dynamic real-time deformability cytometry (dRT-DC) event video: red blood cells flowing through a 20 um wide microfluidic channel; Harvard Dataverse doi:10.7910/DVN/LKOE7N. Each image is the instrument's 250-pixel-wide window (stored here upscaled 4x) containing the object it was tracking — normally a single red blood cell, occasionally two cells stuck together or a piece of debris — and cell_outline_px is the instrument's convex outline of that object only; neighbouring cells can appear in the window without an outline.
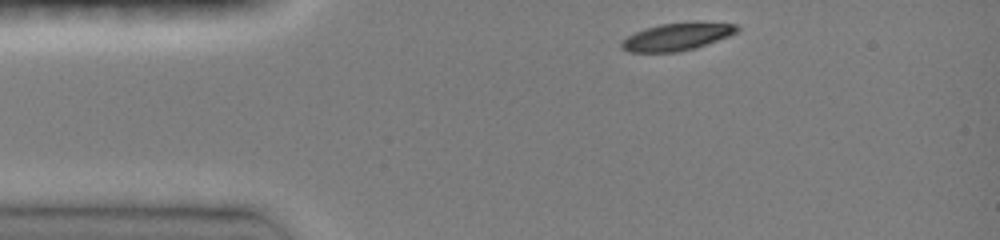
{"species": "common noctule bat (a hibernating species)", "species_latin": "Nyctalus noctula", "temperature_condition": "room temperature", "stored_images_in_passage": 34, "camera_frame_rate_fps": 3000, "um_per_image_px": 0.085, "animal": {"sex": "female", "body_mass_g": 19.0, "forearm_length_mm": 51.5}, "frame": {"image": 1, "passage_image": 1, "time_ms": 0.0, "image_size_px": [1000, 240], "cell_outline_px": [[740, 28], [736, 32], [728, 36], [696, 48], [680, 52], [628, 52], [620, 48], [620, 44], [628, 36], [636, 32], [660, 24], [736, 24]], "centroid_in_image_um": [57.48, 3.17], "position_along_channel_um": 27.5, "area_um2": 17.69}}
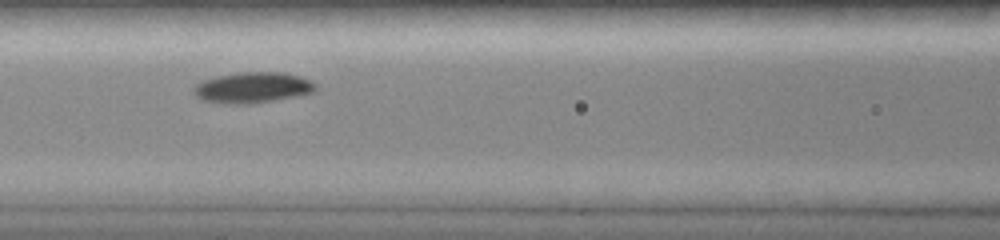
{"frame": {"image": 2, "passage_image": 13, "time_ms": 4.0, "image_size_px": [1000, 240], "cell_outline_px": [[316, 88], [312, 92], [300, 96], [252, 104], [220, 104], [204, 100], [196, 96], [192, 92], [192, 88], [196, 84], [204, 80], [216, 76], [240, 72], [284, 72], [300, 76], [312, 80], [316, 84]], "centroid_in_image_um": [21.48, 7.45], "position_along_channel_um": 145.1, "area_um2": 22.25}}
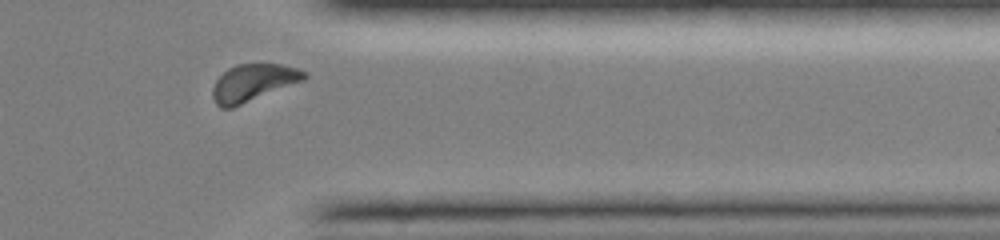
{"frame": {"image": 3, "passage_image": 31, "time_ms": 10.0, "image_size_px": [1000, 240], "cell_outline_px": [[308, 76], [304, 80], [232, 108], [220, 108], [216, 104], [212, 96], [212, 88], [216, 80], [228, 68], [236, 64], [280, 64], [296, 68], [308, 72]], "centroid_in_image_um": [21.51, 7.03], "position_along_channel_um": 389.9, "area_um2": 19.77}, "authors_computed_cell_mechanics": {"area_um2": 19.941, "velocity_mm_per_s": 4.0843, "shape_relaxation_time_tau1_ms": 1.2651, "shape_relaxation_time_tau2_ms": null, "deformation_change_tau1": 0.0731, "deformation_change_tau2": null}}